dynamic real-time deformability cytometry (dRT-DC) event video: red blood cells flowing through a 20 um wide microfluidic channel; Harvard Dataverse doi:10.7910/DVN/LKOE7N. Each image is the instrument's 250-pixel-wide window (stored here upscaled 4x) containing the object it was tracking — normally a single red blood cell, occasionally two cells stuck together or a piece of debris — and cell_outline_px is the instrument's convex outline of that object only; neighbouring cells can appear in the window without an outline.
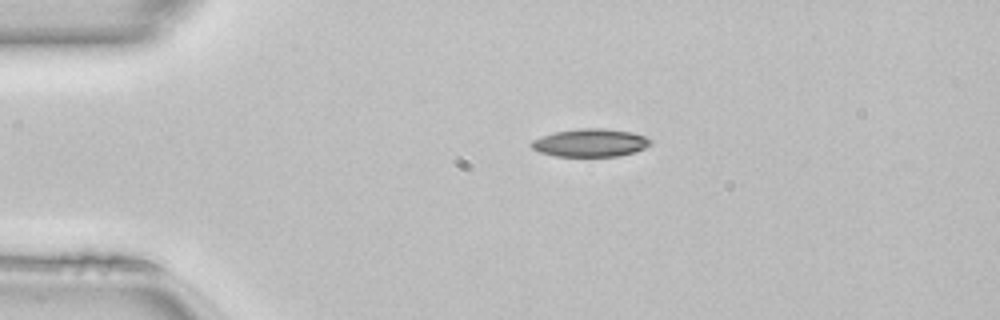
{"species": "common noctule bat (a hibernating species)", "species_latin": "Nyctalus noctula", "temperature_condition": "room temperature", "stored_images_in_passage": 49, "camera_frame_rate_fps": 3000, "um_per_image_px": 0.085, "animal": {"sex": "female", "body_mass_g": 22.7, "forearm_length_mm": 54.2}, "frame": {"image": 1, "passage_image": 10, "time_ms": 3.0, "image_size_px": [1000, 320], "cell_outline_px": [[652, 144], [636, 152], [620, 156], [556, 156], [540, 152], [532, 148], [528, 144], [532, 140], [540, 136], [556, 132], [580, 128], [604, 128], [632, 132], [644, 136], [652, 140]], "centroid_in_image_um": [50.19, 12.13], "position_along_channel_um": 34.8, "area_um2": 19.54}}
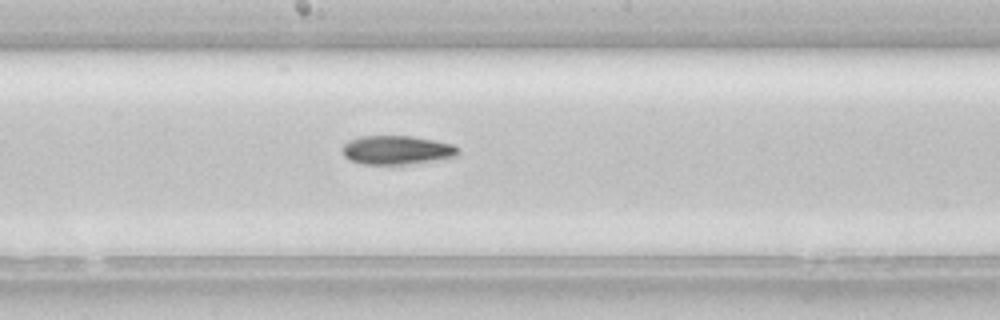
{"frame": {"image": 2, "passage_image": 26, "time_ms": 8.333, "image_size_px": [1000, 320], "cell_outline_px": [[460, 152], [456, 156], [404, 164], [364, 164], [348, 160], [344, 156], [344, 144], [360, 136], [412, 136], [456, 144]], "centroid_in_image_um": [33.75, 12.74], "position_along_channel_um": 214.5, "area_um2": 19.19}}
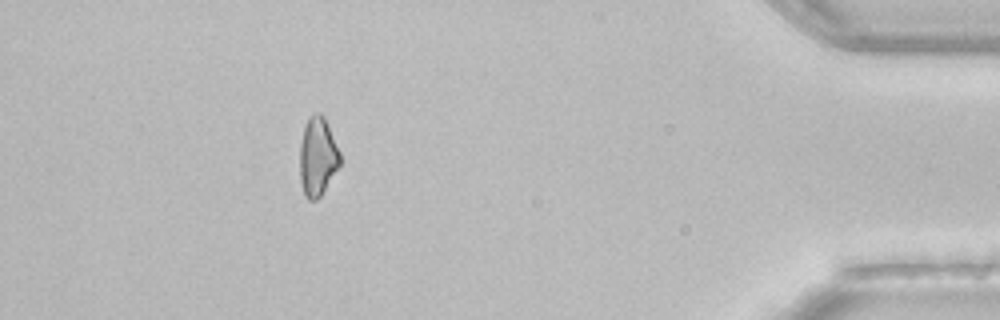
{"frame": {"image": 3, "passage_image": 44, "time_ms": 14.333, "image_size_px": [1000, 320], "cell_outline_px": [[340, 164], [320, 196], [316, 200], [308, 200], [304, 196], [300, 180], [300, 144], [304, 124], [308, 116], [312, 112], [320, 112], [324, 116], [340, 152]], "centroid_in_image_um": [26.97, 13.27], "position_along_channel_um": 408.2, "area_um2": 18.55}, "authors_computed_cell_mechanics": {"area_um2": 19.1896, "velocity_mm_per_s": 4.1431, "shape_relaxation_time_tau1_ms": 6.8958, "shape_relaxation_time_tau2_ms": 3.7298, "deformation_change_tau1": 0.1551, "deformation_change_tau2": 0.1098}}